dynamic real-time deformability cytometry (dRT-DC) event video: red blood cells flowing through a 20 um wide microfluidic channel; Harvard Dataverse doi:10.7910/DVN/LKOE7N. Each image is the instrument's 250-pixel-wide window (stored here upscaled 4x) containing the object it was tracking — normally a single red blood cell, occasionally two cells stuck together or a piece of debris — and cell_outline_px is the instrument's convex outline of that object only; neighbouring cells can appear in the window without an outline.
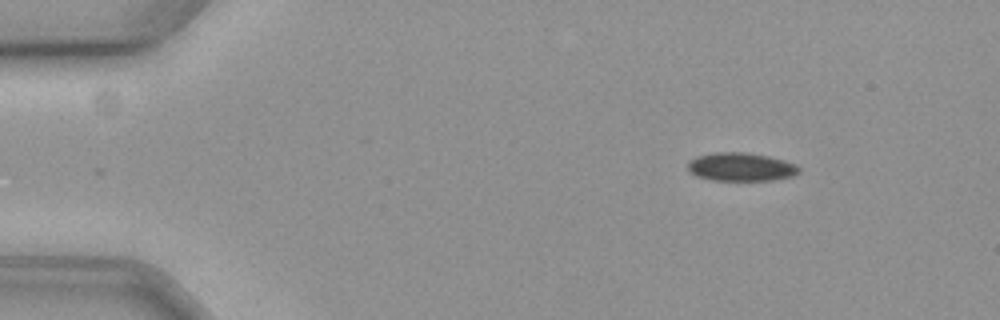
{"species": "common noctule bat (a hibernating species)", "species_latin": "Nyctalus noctula", "temperature_condition": "cold", "stored_images_in_passage": 51, "camera_frame_rate_fps": 3000, "um_per_image_px": 0.085, "animal": {"sex": "female", "body_mass_g": 19.3, "forearm_length_mm": 54.1}, "frame": {"image": 1, "passage_image": 1, "time_ms": 0.0, "image_size_px": [1000, 320], "cell_outline_px": [[800, 172], [792, 176], [772, 180], [712, 180], [696, 176], [688, 168], [688, 164], [696, 156], [712, 152], [744, 152], [768, 156], [784, 160], [796, 164], [800, 168]], "centroid_in_image_um": [63.0, 14.18], "position_along_channel_um": 22.0, "area_um2": 18.32}}
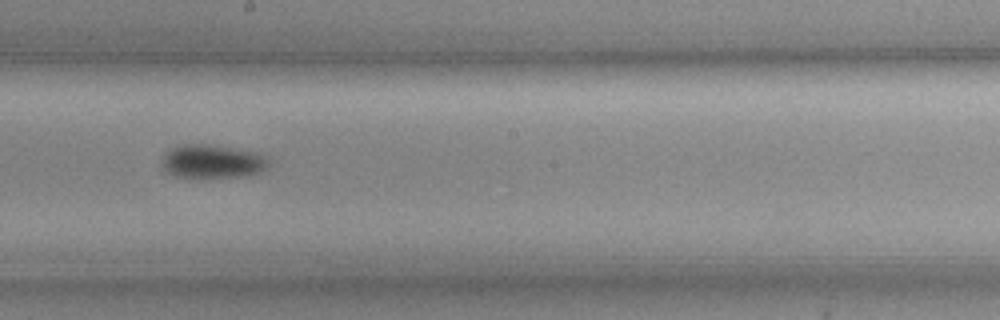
{"frame": {"image": 2, "passage_image": 26, "time_ms": 8.333, "image_size_px": [1000, 320], "cell_outline_px": [[268, 164], [260, 172], [244, 176], [200, 180], [176, 176], [168, 172], [164, 168], [164, 156], [172, 148], [188, 144], [208, 144], [252, 152], [264, 156], [268, 160]], "centroid_in_image_um": [18.04, 13.78], "position_along_channel_um": 230.2, "area_um2": 20.81}}
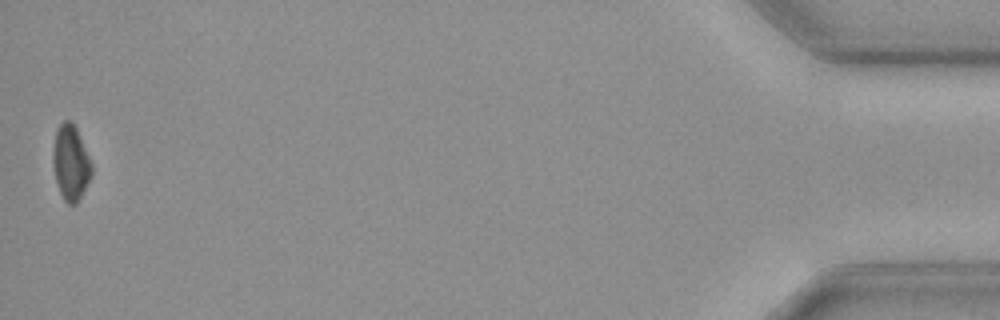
{"frame": {"image": 3, "passage_image": 51, "time_ms": 16.667, "image_size_px": [1000, 320], "cell_outline_px": [[92, 176], [76, 204], [68, 204], [64, 200], [60, 192], [56, 180], [52, 164], [52, 152], [56, 128], [64, 120], [72, 120], [76, 128], [92, 164]], "centroid_in_image_um": [6.0, 13.81], "position_along_channel_um": 429.2, "area_um2": 16.99}, "authors_computed_cell_mechanics": {"area_um2": 18.8428, "velocity_mm_per_s": 3.5675, "shape_relaxation_time_tau1_ms": 5.5523, "shape_relaxation_time_tau2_ms": null, "deformation_change_tau1": 0.0916, "deformation_change_tau2": null}}